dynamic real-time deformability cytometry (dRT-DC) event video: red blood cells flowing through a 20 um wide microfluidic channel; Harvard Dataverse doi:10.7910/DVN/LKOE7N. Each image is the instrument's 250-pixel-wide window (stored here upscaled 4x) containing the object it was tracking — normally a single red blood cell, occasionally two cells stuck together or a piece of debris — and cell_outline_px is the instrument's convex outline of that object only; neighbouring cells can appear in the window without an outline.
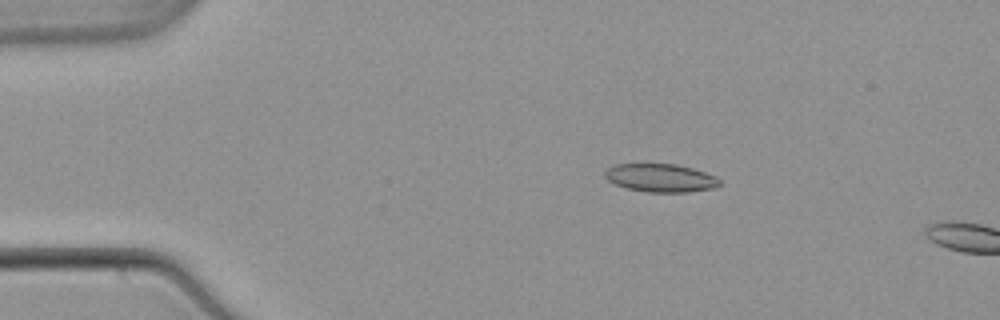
{"species": "common noctule bat (a hibernating species)", "species_latin": "Nyctalus noctula", "temperature_condition": "warm", "stored_images_in_passage": 13, "camera_frame_rate_fps": 3000, "um_per_image_px": 0.085, "animal": {"sex": "male", "body_mass_g": 21.5, "forearm_length_mm": 52.0}, "frame": {"image": 1, "passage_image": 10, "time_ms": 3.0, "image_size_px": [1000, 320], "cell_outline_px": [[724, 184], [716, 188], [688, 192], [648, 192], [628, 188], [616, 184], [608, 180], [604, 176], [604, 172], [612, 164], [676, 164], [692, 168], [716, 176]], "centroid_in_image_um": [56.19, 15.12], "position_along_channel_um": 28.8, "area_um2": 18.96}}